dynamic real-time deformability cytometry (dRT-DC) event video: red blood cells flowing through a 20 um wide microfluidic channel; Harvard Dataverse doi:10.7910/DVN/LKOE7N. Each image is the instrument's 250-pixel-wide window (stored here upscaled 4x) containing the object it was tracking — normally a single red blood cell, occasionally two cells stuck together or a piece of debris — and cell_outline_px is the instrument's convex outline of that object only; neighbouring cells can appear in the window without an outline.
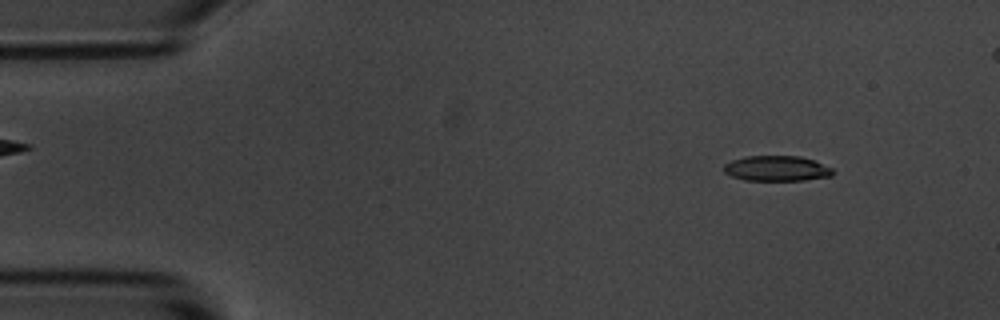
{"species": "common noctule bat (a hibernating species)", "species_latin": "Nyctalus noctula", "temperature_condition": "room temperature", "stored_images_in_passage": 4, "camera_frame_rate_fps": 3000, "um_per_image_px": 0.085, "animal": {"sex": "male", "body_mass_g": 20.1, "forearm_length_mm": 53.5}, "frame": {"image": 1, "passage_image": 1, "time_ms": 0.0, "image_size_px": [1000, 320], "cell_outline_px": [[832, 176], [804, 180], [744, 180], [732, 176], [724, 172], [724, 164], [732, 160], [744, 156], [800, 156], [816, 160], [832, 168]], "centroid_in_image_um": [66.03, 14.31], "position_along_channel_um": 19.0, "area_um2": 16.13}}